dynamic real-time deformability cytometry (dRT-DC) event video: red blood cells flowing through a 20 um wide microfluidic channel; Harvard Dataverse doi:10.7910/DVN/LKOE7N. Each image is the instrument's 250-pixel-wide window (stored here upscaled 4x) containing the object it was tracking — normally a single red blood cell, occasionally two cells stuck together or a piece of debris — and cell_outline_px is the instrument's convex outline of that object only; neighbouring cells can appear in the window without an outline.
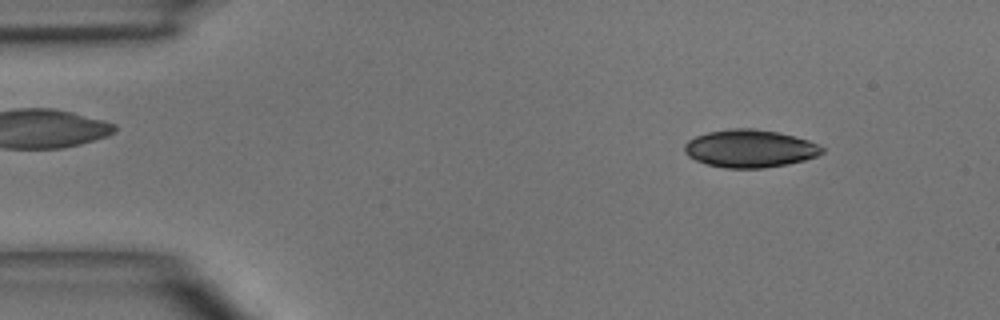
{"species": "common noctule bat (a hibernating species)", "species_latin": "Nyctalus noctula", "temperature_condition": "room temperature", "stored_images_in_passage": 3, "segment_of_instrument_passage": [1, 2], "camera_frame_rate_fps": 3000, "um_per_image_px": 0.085, "animal": {"sex": "male", "body_mass_g": 15.6}, "frame": {"image": 1, "passage_image": 1, "time_ms": 0.0, "image_size_px": [1000, 320], "cell_outline_px": [[824, 152], [816, 156], [804, 160], [784, 164], [760, 168], [728, 168], [708, 164], [696, 160], [688, 156], [684, 152], [684, 144], [688, 140], [696, 136], [708, 132], [728, 128], [756, 128], [776, 132], [808, 140], [824, 148]], "centroid_in_image_um": [63.7, 12.61], "position_along_channel_um": 21.3, "area_um2": 30.0}}